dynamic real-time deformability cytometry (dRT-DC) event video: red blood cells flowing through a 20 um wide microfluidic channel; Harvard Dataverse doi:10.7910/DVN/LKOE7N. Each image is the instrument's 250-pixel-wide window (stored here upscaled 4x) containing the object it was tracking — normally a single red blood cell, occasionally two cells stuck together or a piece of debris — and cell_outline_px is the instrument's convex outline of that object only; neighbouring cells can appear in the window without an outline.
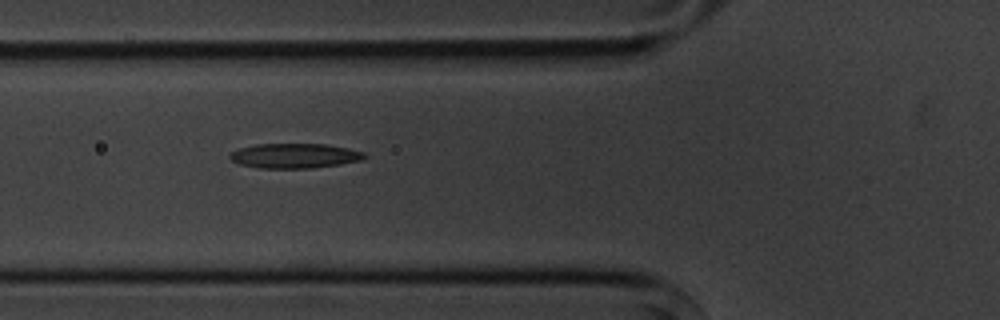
{"species": "common noctule bat (a hibernating species)", "species_latin": "Nyctalus noctula", "temperature_condition": "cold", "stored_images_in_passage": 7, "camera_frame_rate_fps": 3000, "um_per_image_px": 0.085, "animal": {"sex": "male", "body_mass_g": 20.1, "forearm_length_mm": 53.5}, "frame": {"image": 1, "passage_image": 6, "time_ms": 6.667, "image_size_px": [1000, 320], "cell_outline_px": [[368, 156], [360, 160], [340, 164], [312, 168], [256, 168], [240, 164], [232, 160], [228, 156], [232, 152], [240, 148], [256, 144], [324, 144], [348, 148], [364, 152]], "centroid_in_image_um": [25.04, 13.24], "position_along_channel_um": 100.8, "area_um2": 19.36}}
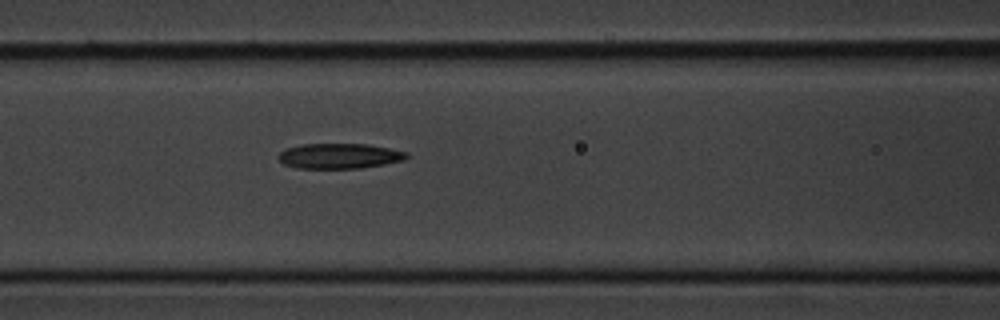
{"frame": {"image": 2, "passage_image": 7, "time_ms": 7.667, "image_size_px": [1000, 320], "cell_outline_px": [[408, 156], [404, 160], [384, 164], [360, 168], [296, 168], [284, 164], [276, 156], [284, 148], [304, 144], [368, 144], [408, 152]], "centroid_in_image_um": [28.82, 13.25], "position_along_channel_um": 137.8, "area_um2": 18.84}}